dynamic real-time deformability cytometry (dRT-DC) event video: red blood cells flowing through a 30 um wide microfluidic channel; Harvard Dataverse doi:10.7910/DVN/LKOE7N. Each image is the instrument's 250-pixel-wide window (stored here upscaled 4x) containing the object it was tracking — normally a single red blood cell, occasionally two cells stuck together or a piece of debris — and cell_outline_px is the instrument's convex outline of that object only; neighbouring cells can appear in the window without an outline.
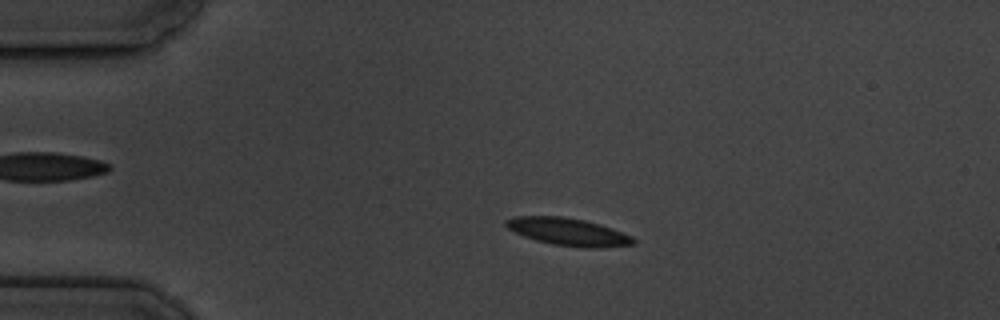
{"species": "common noctule bat (a hibernating species)", "species_latin": "Nyctalus noctula", "temperature_condition": "cold", "stored_images_in_passage": 2, "camera_frame_rate_fps": 3000, "um_per_image_px": 0.085, "animal": {"sex": "male", "body_mass_g": 19.5, "forearm_length_mm": 54.6}, "frame": {"image": 1, "passage_image": 1, "time_ms": 0.0, "image_size_px": [1000, 320], "cell_outline_px": [[636, 240], [632, 244], [600, 248], [584, 248], [552, 244], [536, 240], [524, 236], [508, 228], [504, 224], [504, 220], [516, 216], [560, 216], [584, 220], [600, 224], [612, 228], [632, 236]], "centroid_in_image_um": [48.29, 19.7], "position_along_channel_um": 36.7, "area_um2": 20.35}}